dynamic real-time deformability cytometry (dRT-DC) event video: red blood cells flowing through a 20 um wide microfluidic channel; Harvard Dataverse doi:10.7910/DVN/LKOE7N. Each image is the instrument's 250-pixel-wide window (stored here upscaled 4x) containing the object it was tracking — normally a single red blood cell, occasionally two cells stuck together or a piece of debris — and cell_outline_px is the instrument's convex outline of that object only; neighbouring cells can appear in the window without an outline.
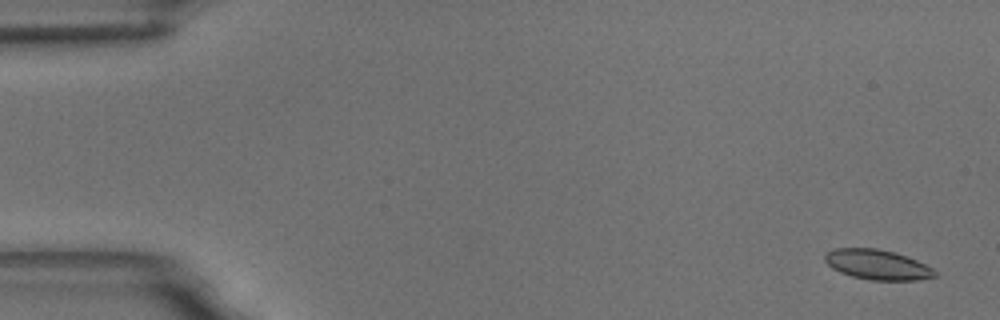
{"species": "common noctule bat (a hibernating species)", "species_latin": "Nyctalus noctula", "temperature_condition": "room temperature", "stored_images_in_passage": 6, "segment_of_instrument_passage": [1, 2], "camera_frame_rate_fps": 3000, "um_per_image_px": 0.085, "animal": {"sex": "male", "body_mass_g": 18.8}, "frame": {"image": 1, "passage_image": 1, "time_ms": 0.0, "image_size_px": [1000, 320], "cell_outline_px": [[936, 276], [916, 280], [872, 280], [852, 276], [840, 272], [832, 268], [824, 260], [824, 256], [828, 252], [836, 248], [876, 248], [896, 252], [908, 256], [932, 268], [936, 272]], "centroid_in_image_um": [74.57, 22.48], "position_along_channel_um": 10.4, "area_um2": 19.13}}